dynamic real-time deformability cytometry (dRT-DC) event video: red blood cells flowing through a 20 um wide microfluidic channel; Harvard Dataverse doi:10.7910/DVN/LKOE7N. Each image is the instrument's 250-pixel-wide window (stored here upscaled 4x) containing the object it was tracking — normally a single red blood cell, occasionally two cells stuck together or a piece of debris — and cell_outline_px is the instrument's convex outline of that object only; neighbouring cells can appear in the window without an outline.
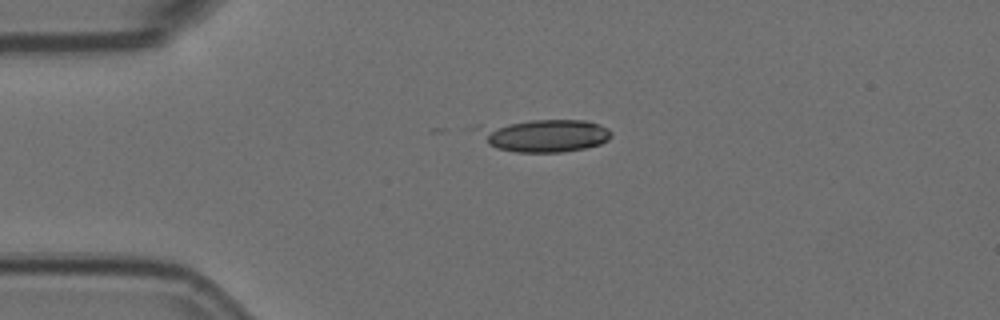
{"species": "Egyptian fruit bat (a non-hibernating species)", "species_latin": "Rousettus aegyptiacus", "temperature_condition": "room temperature", "stored_images_in_passage": 3, "camera_frame_rate_fps": 3000, "um_per_image_px": 0.085, "animal": {"sex": "female"}, "frame": {"image": 1, "passage_image": 1, "time_ms": 0.0, "image_size_px": [1000, 320], "cell_outline_px": [[612, 136], [608, 140], [600, 144], [584, 148], [564, 152], [516, 152], [496, 148], [488, 144], [472, 128], [476, 124], [528, 120], [584, 120], [600, 124], [608, 128], [612, 132]], "centroid_in_image_um": [46.17, 11.49], "position_along_channel_um": 38.8, "area_um2": 26.13}}
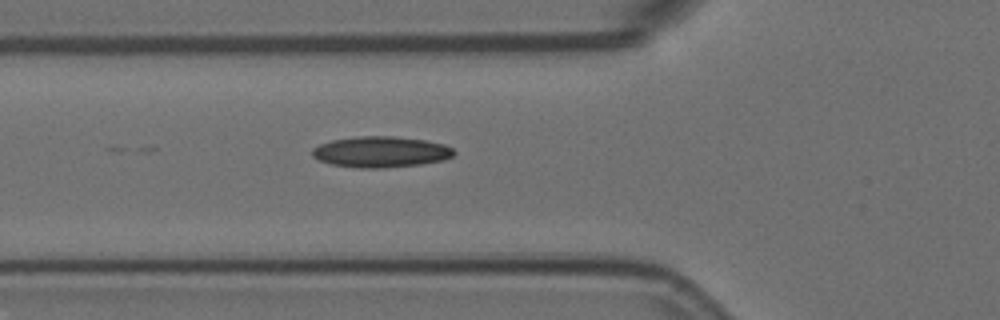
{"frame": {"image": 2, "passage_image": 3, "time_ms": 0.667, "image_size_px": [1000, 320], "cell_outline_px": [[456, 152], [452, 156], [444, 160], [420, 164], [384, 168], [360, 168], [332, 164], [320, 160], [312, 156], [312, 148], [320, 144], [332, 140], [360, 136], [392, 136], [424, 140], [444, 144], [452, 148]], "centroid_in_image_um": [32.38, 12.91], "position_along_channel_um": 93.4, "area_um2": 25.43}}